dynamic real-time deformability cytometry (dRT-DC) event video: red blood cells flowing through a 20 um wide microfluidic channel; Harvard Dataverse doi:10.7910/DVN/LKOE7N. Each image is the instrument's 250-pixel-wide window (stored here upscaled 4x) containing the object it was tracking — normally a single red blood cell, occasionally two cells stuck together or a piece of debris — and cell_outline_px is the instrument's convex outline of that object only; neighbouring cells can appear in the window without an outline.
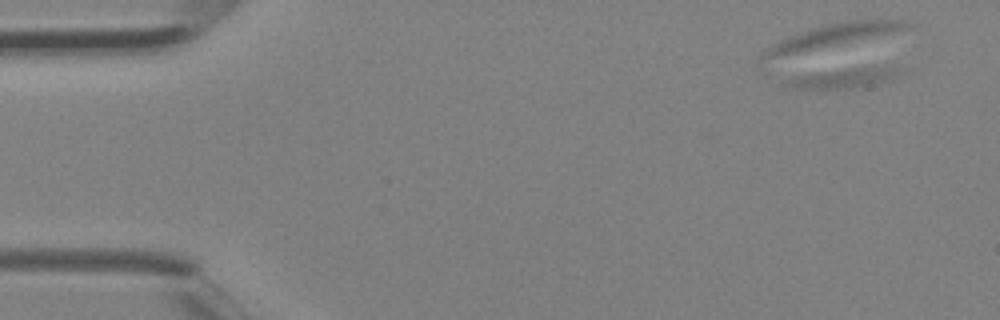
{"species": "Egyptian fruit bat (a non-hibernating species)", "species_latin": "Rousettus aegyptiacus", "temperature_condition": "room temperature", "stored_images_in_passage": 4, "camera_frame_rate_fps": 3000, "um_per_image_px": 0.085, "animal": {"sex": "female"}, "frame": {"image": 1, "passage_image": 1, "time_ms": 0.0, "image_size_px": [1000, 320], "cell_outline_px": [[912, 68], [908, 72], [860, 88], [788, 88], [788, 80], [796, 76], [820, 72], [852, 68]], "centroid_in_image_um": [71.84, 6.63], "position_along_channel_um": 13.2, "area_um2": 12.54}}